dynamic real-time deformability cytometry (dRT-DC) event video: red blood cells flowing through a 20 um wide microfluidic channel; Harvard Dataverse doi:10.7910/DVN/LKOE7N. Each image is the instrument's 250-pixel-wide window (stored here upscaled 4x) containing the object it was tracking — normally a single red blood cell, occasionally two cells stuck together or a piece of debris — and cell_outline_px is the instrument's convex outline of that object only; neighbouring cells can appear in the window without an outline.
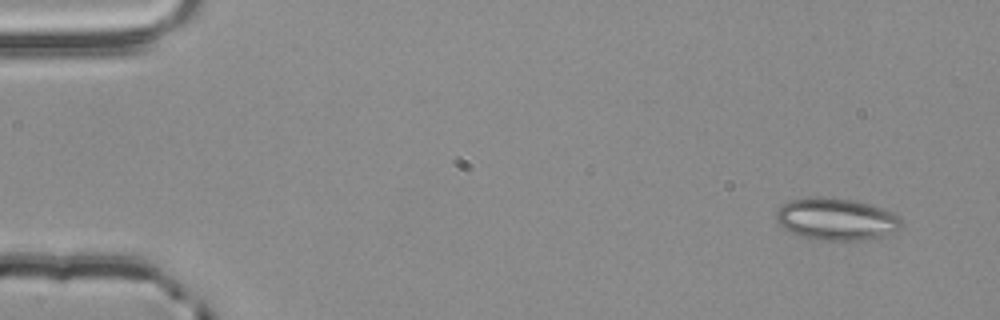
{"species": "common noctule bat (a hibernating species)", "species_latin": "Nyctalus noctula", "temperature_condition": "room temperature", "stored_images_in_passage": 52, "camera_frame_rate_fps": 3000, "um_per_image_px": 0.085, "animal": {"sex": "male", "body_mass_g": 20.4}, "frame": {"image": 1, "passage_image": 1, "time_ms": 0.0, "image_size_px": [1000, 320], "cell_outline_px": [[904, 224], [896, 232], [884, 236], [864, 240], [820, 240], [800, 236], [784, 228], [776, 220], [776, 212], [788, 200], [820, 196], [856, 200], [884, 208], [900, 216]], "centroid_in_image_um": [71.15, 18.62], "position_along_channel_um": 13.9, "area_um2": 31.04}}
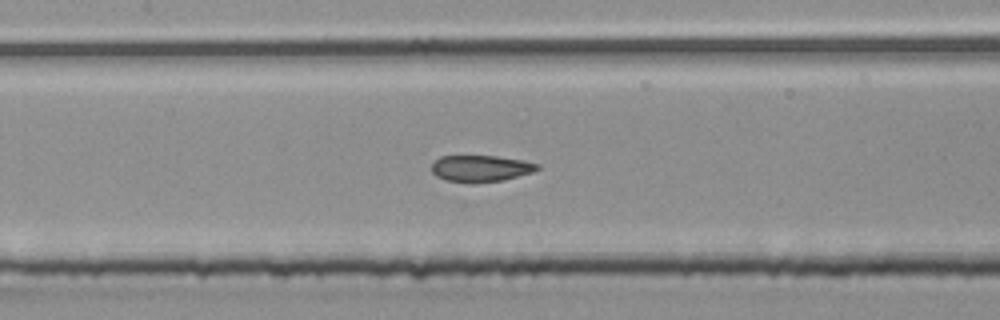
{"frame": {"image": 2, "passage_image": 23, "time_ms": 7.333, "image_size_px": [1000, 320], "cell_outline_px": [[540, 168], [532, 172], [500, 180], [472, 184], [468, 184], [444, 180], [436, 176], [432, 172], [432, 164], [440, 156], [496, 156], [524, 160], [540, 164]], "centroid_in_image_um": [40.83, 14.33], "position_along_channel_um": 166.6, "area_um2": 16.47}}
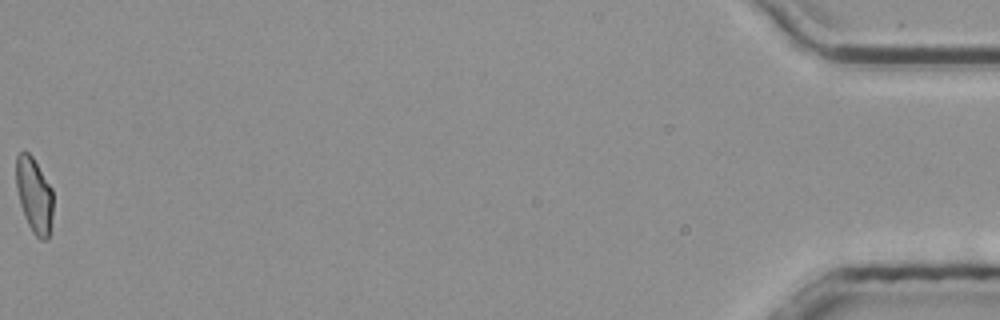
{"frame": {"image": 3, "passage_image": 52, "time_ms": 17.0, "image_size_px": [1000, 320], "cell_outline_px": [[52, 216], [48, 240], [40, 240], [32, 232], [24, 216], [20, 204], [16, 184], [16, 156], [20, 152], [28, 152], [32, 156], [52, 188]], "centroid_in_image_um": [2.9, 16.61], "position_along_channel_um": 432.3, "area_um2": 16.18}, "authors_computed_cell_mechanics": {"area_um2": 17.051, "velocity_mm_per_s": 3.8583, "shape_relaxation_time_tau1_ms": null, "shape_relaxation_time_tau2_ms": 1.4077, "deformation_change_tau1": null, "deformation_change_tau2": 0.0783}}